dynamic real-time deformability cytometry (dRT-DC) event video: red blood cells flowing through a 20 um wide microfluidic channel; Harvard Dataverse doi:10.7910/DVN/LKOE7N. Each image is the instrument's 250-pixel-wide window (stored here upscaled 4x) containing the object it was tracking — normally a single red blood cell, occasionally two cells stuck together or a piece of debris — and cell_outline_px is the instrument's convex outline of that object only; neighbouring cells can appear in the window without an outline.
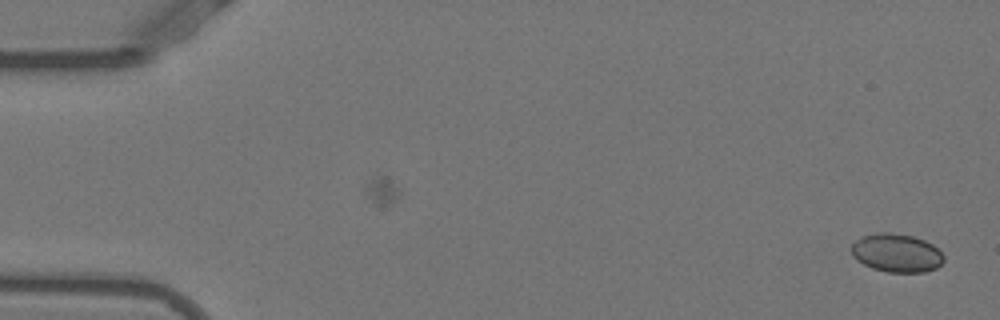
{"species": "Egyptian fruit bat (a non-hibernating species)", "species_latin": "Rousettus aegyptiacus", "temperature_condition": "warm", "stored_images_in_passage": 27, "camera_frame_rate_fps": 3000, "um_per_image_px": 0.085, "animal": {"sex": "female"}, "frame": {"image": 1, "passage_image": 1, "time_ms": 0.0, "image_size_px": [1000, 320], "cell_outline_px": [[944, 260], [936, 268], [924, 272], [888, 272], [872, 268], [856, 260], [852, 256], [852, 244], [856, 240], [864, 236], [876, 232], [888, 232], [912, 236], [924, 240], [932, 244], [944, 256]], "centroid_in_image_um": [76.19, 21.5], "position_along_channel_um": 8.8, "area_um2": 20.58}}
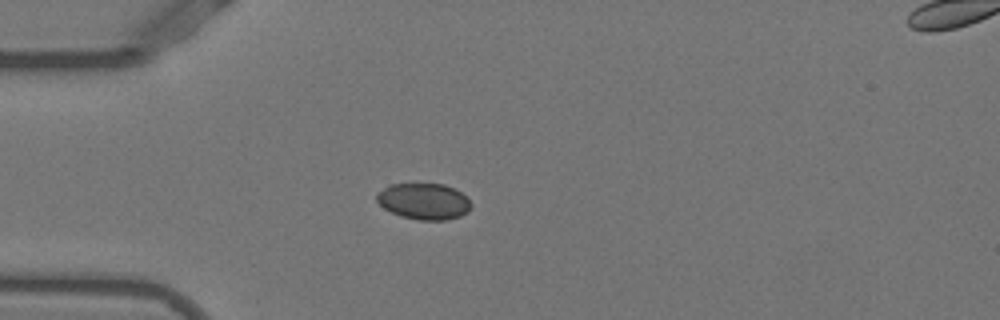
{"frame": {"image": 2, "passage_image": 14, "time_ms": 4.333, "image_size_px": [1000, 320], "cell_outline_px": [[472, 204], [468, 212], [460, 216], [448, 220], [420, 220], [400, 216], [384, 208], [376, 200], [376, 192], [392, 184], [444, 184], [460, 192]], "centroid_in_image_um": [36.02, 17.12], "position_along_channel_um": 49.0, "area_um2": 19.83}}
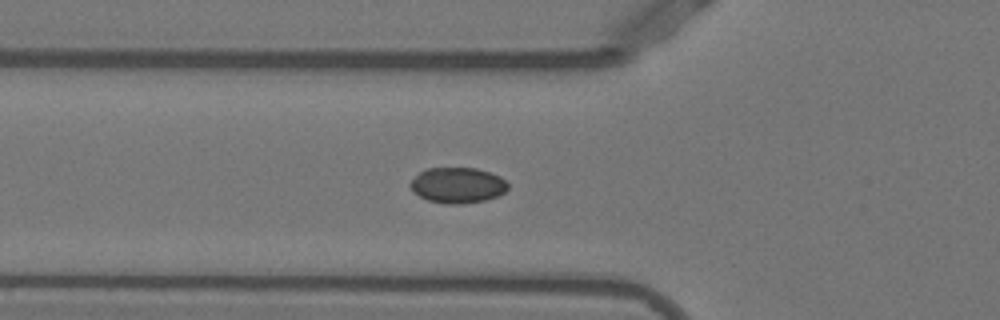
{"frame": {"image": 3, "passage_image": 18, "time_ms": 5.667, "image_size_px": [1000, 320], "cell_outline_px": [[508, 188], [504, 192], [496, 196], [484, 200], [464, 204], [444, 204], [428, 200], [412, 192], [408, 184], [420, 172], [428, 168], [476, 168], [500, 176], [508, 184]], "centroid_in_image_um": [38.87, 15.75], "position_along_channel_um": 86.9, "area_um2": 20.23}}